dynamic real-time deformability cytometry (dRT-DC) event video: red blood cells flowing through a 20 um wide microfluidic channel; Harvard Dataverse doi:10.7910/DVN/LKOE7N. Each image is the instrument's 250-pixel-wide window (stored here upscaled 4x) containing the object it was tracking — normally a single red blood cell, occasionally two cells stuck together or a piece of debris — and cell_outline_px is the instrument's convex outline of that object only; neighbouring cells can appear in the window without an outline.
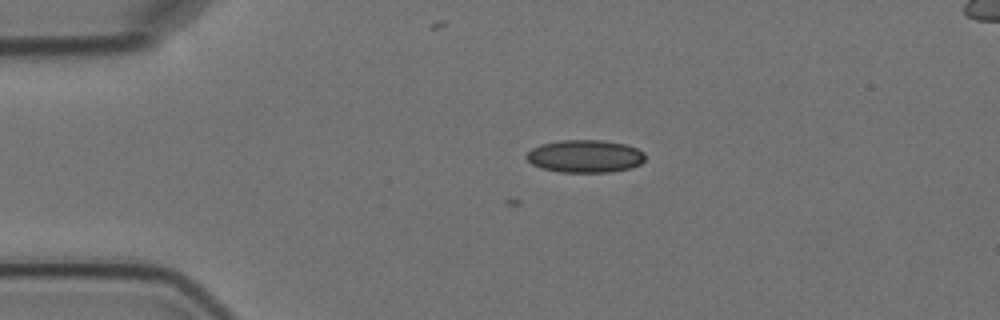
{"species": "Egyptian fruit bat (a non-hibernating species)", "species_latin": "Rousettus aegyptiacus", "temperature_condition": "cold", "stored_images_in_passage": 3, "camera_frame_rate_fps": 3000, "um_per_image_px": 0.085, "animal": {"sex": "female"}, "frame": {"image": 1, "passage_image": 1, "time_ms": 0.0, "image_size_px": [1000, 320], "cell_outline_px": [[644, 160], [640, 164], [632, 168], [612, 172], [560, 172], [540, 168], [532, 164], [524, 156], [532, 148], [540, 144], [560, 140], [604, 140], [624, 144], [636, 148], [644, 152]], "centroid_in_image_um": [49.72, 13.28], "position_along_channel_um": 35.3, "area_um2": 22.77}}